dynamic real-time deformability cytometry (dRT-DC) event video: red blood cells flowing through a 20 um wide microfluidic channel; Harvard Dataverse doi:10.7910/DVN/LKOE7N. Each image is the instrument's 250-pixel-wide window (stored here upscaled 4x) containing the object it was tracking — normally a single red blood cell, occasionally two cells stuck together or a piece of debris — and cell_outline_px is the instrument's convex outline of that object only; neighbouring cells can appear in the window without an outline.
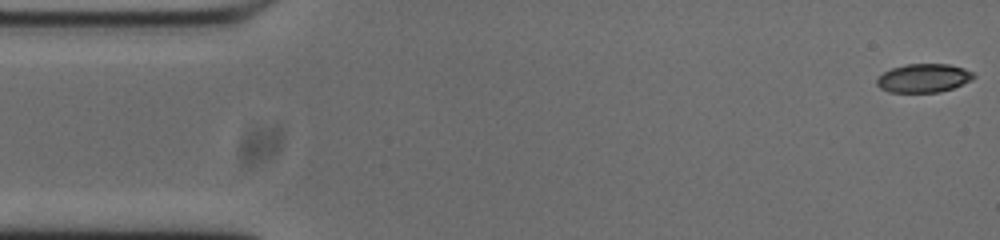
{"species": "common noctule bat (a hibernating species)", "species_latin": "Nyctalus noctula", "temperature_condition": "cold", "stored_images_in_passage": 53, "camera_frame_rate_fps": 3000, "um_per_image_px": 0.085, "animal": {"sex": "male", "body_mass_g": 20.0, "forearm_length_mm": 53.3}, "frame": {"image": 1, "passage_image": 1, "time_ms": 0.0, "image_size_px": [1000, 240], "cell_outline_px": [[976, 76], [972, 80], [952, 88], [940, 92], [888, 92], [880, 88], [876, 84], [876, 80], [884, 72], [892, 68], [908, 64], [948, 64], [964, 68], [972, 72]], "centroid_in_image_um": [78.51, 6.64], "position_along_channel_um": 6.5, "area_um2": 16.07}}
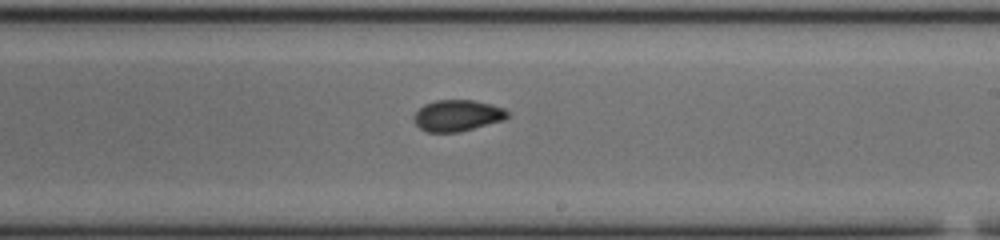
{"frame": {"image": 2, "passage_image": 30, "time_ms": 9.667, "image_size_px": [1000, 240], "cell_outline_px": [[512, 116], [504, 120], [460, 132], [428, 132], [420, 128], [416, 124], [412, 116], [424, 104], [436, 100], [472, 100], [492, 104], [504, 108]], "centroid_in_image_um": [38.91, 9.82], "position_along_channel_um": 250.1, "area_um2": 17.22}}
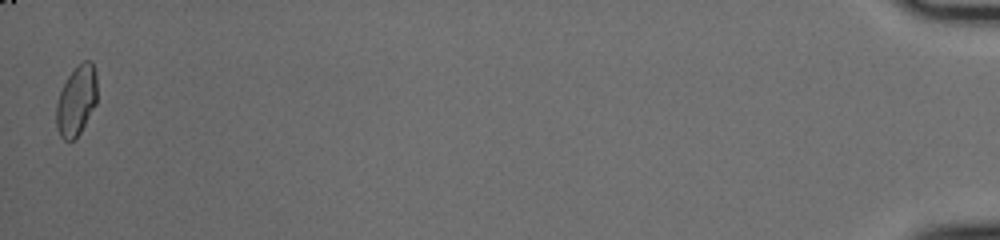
{"frame": {"image": 3, "passage_image": 53, "time_ms": 17.333, "image_size_px": [1000, 240], "cell_outline_px": [[96, 104], [80, 132], [72, 140], [64, 140], [60, 136], [56, 128], [56, 104], [60, 92], [68, 76], [84, 60], [92, 60], [96, 72]], "centroid_in_image_um": [6.49, 8.55], "position_along_channel_um": 428.7, "area_um2": 16.47}, "authors_computed_cell_mechanics": {"area_um2": 17.051, "velocity_mm_per_s": 3.7454, "shape_relaxation_time_tau1_ms": 6.8538, "shape_relaxation_time_tau2_ms": 2.6319, "deformation_change_tau1": 0.1286, "deformation_change_tau2": 0.0567}}